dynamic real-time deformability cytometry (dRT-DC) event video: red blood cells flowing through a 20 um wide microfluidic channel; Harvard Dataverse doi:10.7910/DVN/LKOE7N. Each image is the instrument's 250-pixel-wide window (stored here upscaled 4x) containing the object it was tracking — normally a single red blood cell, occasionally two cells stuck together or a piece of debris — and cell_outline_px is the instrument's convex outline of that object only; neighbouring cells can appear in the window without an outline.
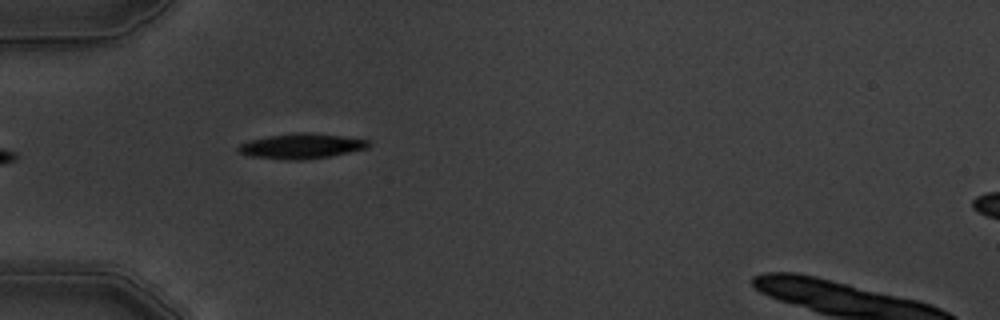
{"species": "common noctule bat (a hibernating species)", "species_latin": "Nyctalus noctula", "temperature_condition": "warm", "stored_images_in_passage": 6, "camera_frame_rate_fps": 3000, "um_per_image_px": 0.085, "animal": {"sex": "male", "body_mass_g": 19.5, "forearm_length_mm": 54.6}, "frame": {"image": 1, "passage_image": 6, "time_ms": 5.667, "image_size_px": [1000, 320], "cell_outline_px": [[372, 144], [368, 148], [328, 156], [304, 160], [284, 160], [248, 156], [240, 152], [236, 148], [240, 144], [252, 140], [268, 136], [292, 132], [312, 132], [368, 140]], "centroid_in_image_um": [25.6, 12.41], "position_along_channel_um": 59.4, "area_um2": 19.07}}